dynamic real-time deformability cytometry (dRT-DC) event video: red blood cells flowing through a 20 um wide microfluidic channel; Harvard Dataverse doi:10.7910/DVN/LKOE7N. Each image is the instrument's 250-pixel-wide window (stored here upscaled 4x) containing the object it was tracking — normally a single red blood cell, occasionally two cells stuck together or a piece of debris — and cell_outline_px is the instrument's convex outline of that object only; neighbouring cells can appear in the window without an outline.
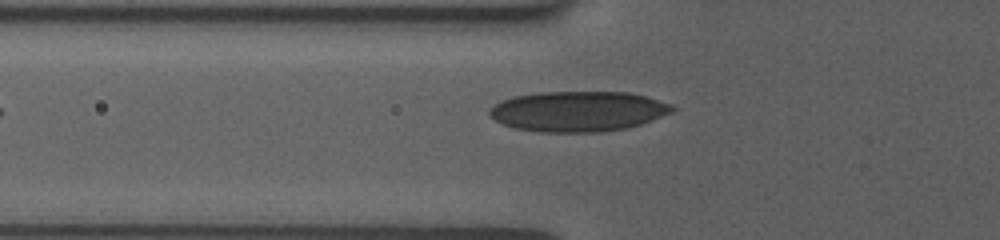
{"species": "human", "species_latin": "Homo sapiens", "temperature_condition": "room temperature", "stored_images_in_passage": 7, "camera_frame_rate_fps": 3000, "um_per_image_px": 0.085, "donor": {"sex": "female"}, "frame": {"image": 1, "passage_image": 2, "time_ms": 0.333, "image_size_px": [1000, 240], "cell_outline_px": [[676, 108], [672, 112], [640, 124], [624, 128], [596, 132], [544, 132], [516, 128], [504, 124], [496, 120], [488, 112], [500, 100], [512, 96], [540, 92], [628, 92], [644, 96], [672, 104]], "centroid_in_image_um": [49.14, 9.45], "position_along_channel_um": 76.7, "area_um2": 42.54}}
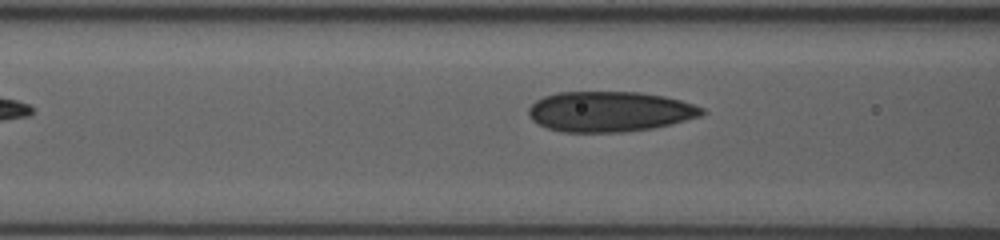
{"frame": {"image": 2, "passage_image": 4, "time_ms": 1.333, "image_size_px": [1000, 240], "cell_outline_px": [[704, 112], [700, 116], [668, 124], [648, 128], [620, 132], [568, 132], [548, 128], [532, 120], [528, 112], [528, 108], [536, 100], [544, 96], [556, 92], [640, 92], [664, 96], [680, 100], [704, 108]], "centroid_in_image_um": [51.78, 9.47], "position_along_channel_um": 114.8, "area_um2": 40.29}}
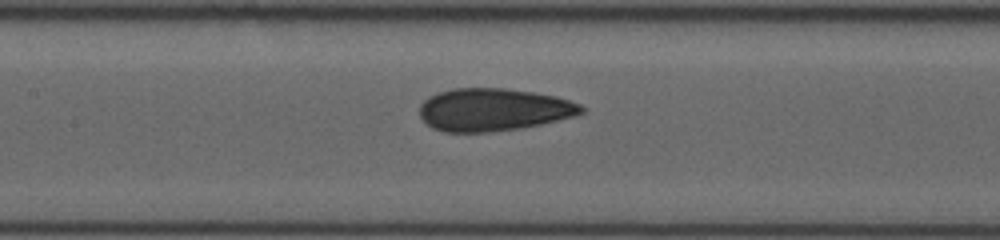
{"frame": {"image": 3, "passage_image": 7, "time_ms": 2.667, "image_size_px": [1000, 240], "cell_outline_px": [[584, 112], [572, 116], [556, 120], [516, 128], [484, 132], [444, 132], [432, 128], [420, 116], [420, 104], [428, 96], [436, 92], [452, 88], [504, 88], [532, 92], [556, 96], [580, 104], [584, 108]], "centroid_in_image_um": [41.88, 9.3], "position_along_channel_um": 165.5, "area_um2": 39.82}}